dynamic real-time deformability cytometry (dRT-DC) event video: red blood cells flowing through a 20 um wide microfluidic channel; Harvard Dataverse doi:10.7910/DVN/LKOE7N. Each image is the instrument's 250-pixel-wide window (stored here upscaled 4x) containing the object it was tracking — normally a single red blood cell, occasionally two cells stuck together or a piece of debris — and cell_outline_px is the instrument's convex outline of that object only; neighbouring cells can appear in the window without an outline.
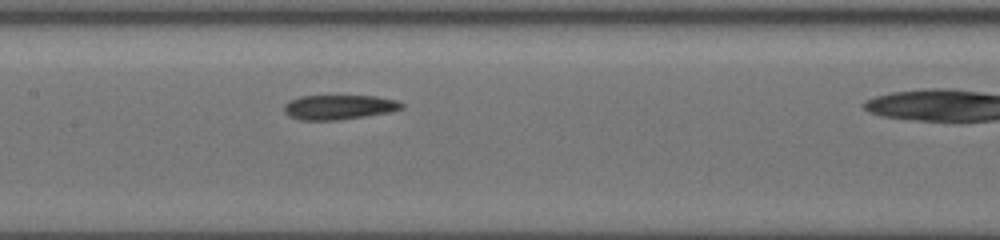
{"species": "common noctule bat (a hibernating species)", "species_latin": "Nyctalus noctula", "temperature_condition": "cold", "stored_images_in_passage": 9, "camera_frame_rate_fps": 3000, "um_per_image_px": 0.085, "animal": {"sex": "female", "body_mass_g": 19.5, "forearm_length_mm": 54.1}, "frame": {"image": 1, "passage_image": 8, "time_ms": 3.667, "image_size_px": [1000, 240], "cell_outline_px": [[404, 108], [392, 112], [336, 120], [300, 120], [288, 116], [284, 112], [284, 104], [288, 100], [300, 96], [376, 96], [396, 100], [404, 104]], "centroid_in_image_um": [28.79, 9.11], "position_along_channel_um": 178.6, "area_um2": 16.99}}